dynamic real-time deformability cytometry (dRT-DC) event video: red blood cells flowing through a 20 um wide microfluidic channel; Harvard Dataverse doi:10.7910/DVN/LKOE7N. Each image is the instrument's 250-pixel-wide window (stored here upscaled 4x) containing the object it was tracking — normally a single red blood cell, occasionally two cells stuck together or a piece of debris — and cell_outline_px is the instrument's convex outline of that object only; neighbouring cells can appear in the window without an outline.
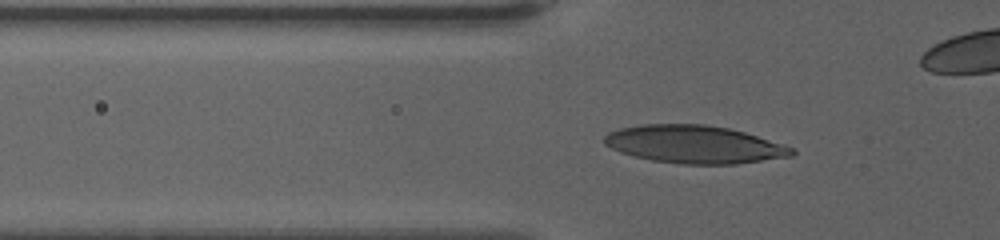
{"species": "human", "species_latin": "Homo sapiens", "temperature_condition": "warm", "stored_images_in_passage": 54, "camera_frame_rate_fps": 3000, "um_per_image_px": 0.085, "donor": {"sex": "female"}, "frame": {"image": 1, "passage_image": 21, "time_ms": 6.667, "image_size_px": [1000, 240], "cell_outline_px": [[796, 152], [792, 156], [736, 164], [684, 164], [652, 160], [620, 152], [604, 144], [604, 136], [608, 132], [620, 128], [640, 124], [704, 124], [728, 128], [744, 132], [792, 148]], "centroid_in_image_um": [58.98, 12.27], "position_along_channel_um": 66.8, "area_um2": 40.98}}
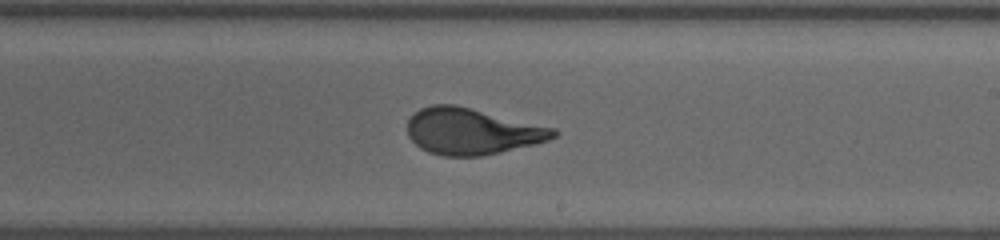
{"frame": {"image": 2, "passage_image": 37, "time_ms": 12.0, "image_size_px": [1000, 240], "cell_outline_px": [[560, 132], [556, 136], [548, 140], [500, 152], [480, 156], [444, 156], [428, 152], [420, 148], [408, 136], [408, 120], [420, 108], [432, 104], [456, 104], [556, 128]], "centroid_in_image_um": [40.11, 11.15], "position_along_channel_um": 248.9, "area_um2": 39.42}}
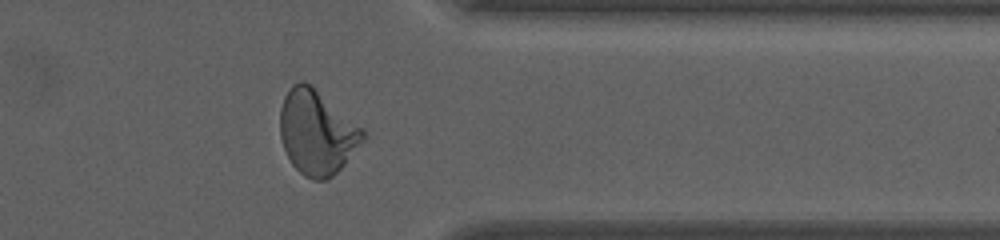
{"frame": {"image": 3, "passage_image": 49, "time_ms": 16.0, "image_size_px": [1000, 240], "cell_outline_px": [[368, 136], [344, 164], [328, 180], [312, 180], [304, 176], [292, 164], [284, 148], [280, 136], [280, 108], [284, 96], [292, 84], [300, 80], [304, 80], [312, 84], [364, 128]], "centroid_in_image_um": [26.95, 11.22], "position_along_channel_um": 384.4, "area_um2": 41.27}}